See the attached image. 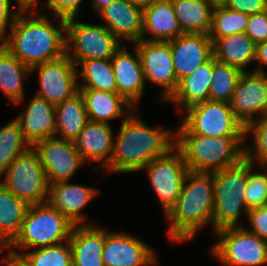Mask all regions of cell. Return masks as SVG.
<instances>
[{"label": "cell", "instance_id": "30", "mask_svg": "<svg viewBox=\"0 0 267 266\" xmlns=\"http://www.w3.org/2000/svg\"><path fill=\"white\" fill-rule=\"evenodd\" d=\"M31 68L21 63L0 44V89L15 105L24 101V80L30 76Z\"/></svg>", "mask_w": 267, "mask_h": 266}, {"label": "cell", "instance_id": "4", "mask_svg": "<svg viewBox=\"0 0 267 266\" xmlns=\"http://www.w3.org/2000/svg\"><path fill=\"white\" fill-rule=\"evenodd\" d=\"M244 143V135L211 137L176 133L175 145L189 171L213 173L239 163L244 158Z\"/></svg>", "mask_w": 267, "mask_h": 266}, {"label": "cell", "instance_id": "49", "mask_svg": "<svg viewBox=\"0 0 267 266\" xmlns=\"http://www.w3.org/2000/svg\"><path fill=\"white\" fill-rule=\"evenodd\" d=\"M5 249H7V247L4 246L2 243H0V252L3 251V250H5Z\"/></svg>", "mask_w": 267, "mask_h": 266}, {"label": "cell", "instance_id": "26", "mask_svg": "<svg viewBox=\"0 0 267 266\" xmlns=\"http://www.w3.org/2000/svg\"><path fill=\"white\" fill-rule=\"evenodd\" d=\"M213 76V56L199 65L189 76L178 82L177 89L167 101H172L179 111L209 100V90Z\"/></svg>", "mask_w": 267, "mask_h": 266}, {"label": "cell", "instance_id": "31", "mask_svg": "<svg viewBox=\"0 0 267 266\" xmlns=\"http://www.w3.org/2000/svg\"><path fill=\"white\" fill-rule=\"evenodd\" d=\"M28 206L0 184V242L4 246L19 235Z\"/></svg>", "mask_w": 267, "mask_h": 266}, {"label": "cell", "instance_id": "43", "mask_svg": "<svg viewBox=\"0 0 267 266\" xmlns=\"http://www.w3.org/2000/svg\"><path fill=\"white\" fill-rule=\"evenodd\" d=\"M11 0H0V44L7 38V30L12 28L18 15L17 10L10 8Z\"/></svg>", "mask_w": 267, "mask_h": 266}, {"label": "cell", "instance_id": "44", "mask_svg": "<svg viewBox=\"0 0 267 266\" xmlns=\"http://www.w3.org/2000/svg\"><path fill=\"white\" fill-rule=\"evenodd\" d=\"M255 61L263 65L261 66L258 64V66L254 69V71L265 73L264 68L265 66H267V40L256 45Z\"/></svg>", "mask_w": 267, "mask_h": 266}, {"label": "cell", "instance_id": "35", "mask_svg": "<svg viewBox=\"0 0 267 266\" xmlns=\"http://www.w3.org/2000/svg\"><path fill=\"white\" fill-rule=\"evenodd\" d=\"M242 71L221 63L213 56V76L209 90V100L229 103Z\"/></svg>", "mask_w": 267, "mask_h": 266}, {"label": "cell", "instance_id": "13", "mask_svg": "<svg viewBox=\"0 0 267 266\" xmlns=\"http://www.w3.org/2000/svg\"><path fill=\"white\" fill-rule=\"evenodd\" d=\"M138 51L145 80L160 86L162 101H167L178 86L174 73L169 41H144L133 43Z\"/></svg>", "mask_w": 267, "mask_h": 266}, {"label": "cell", "instance_id": "25", "mask_svg": "<svg viewBox=\"0 0 267 266\" xmlns=\"http://www.w3.org/2000/svg\"><path fill=\"white\" fill-rule=\"evenodd\" d=\"M79 91L85 101L88 120L108 123L120 116L127 118L137 109L117 92L90 88H79Z\"/></svg>", "mask_w": 267, "mask_h": 266}, {"label": "cell", "instance_id": "36", "mask_svg": "<svg viewBox=\"0 0 267 266\" xmlns=\"http://www.w3.org/2000/svg\"><path fill=\"white\" fill-rule=\"evenodd\" d=\"M27 251L22 252L20 256L28 266H72V249L69 241Z\"/></svg>", "mask_w": 267, "mask_h": 266}, {"label": "cell", "instance_id": "8", "mask_svg": "<svg viewBox=\"0 0 267 266\" xmlns=\"http://www.w3.org/2000/svg\"><path fill=\"white\" fill-rule=\"evenodd\" d=\"M218 241L211 253L227 266H263L267 264V241L247 230L232 227L215 233Z\"/></svg>", "mask_w": 267, "mask_h": 266}, {"label": "cell", "instance_id": "15", "mask_svg": "<svg viewBox=\"0 0 267 266\" xmlns=\"http://www.w3.org/2000/svg\"><path fill=\"white\" fill-rule=\"evenodd\" d=\"M229 105L244 127L267 115V72H242Z\"/></svg>", "mask_w": 267, "mask_h": 266}, {"label": "cell", "instance_id": "19", "mask_svg": "<svg viewBox=\"0 0 267 266\" xmlns=\"http://www.w3.org/2000/svg\"><path fill=\"white\" fill-rule=\"evenodd\" d=\"M113 135L110 123L88 120L73 142L85 162H98V168L103 170L112 160L115 138Z\"/></svg>", "mask_w": 267, "mask_h": 266}, {"label": "cell", "instance_id": "17", "mask_svg": "<svg viewBox=\"0 0 267 266\" xmlns=\"http://www.w3.org/2000/svg\"><path fill=\"white\" fill-rule=\"evenodd\" d=\"M169 42L177 82L213 56V42L208 34L183 33Z\"/></svg>", "mask_w": 267, "mask_h": 266}, {"label": "cell", "instance_id": "9", "mask_svg": "<svg viewBox=\"0 0 267 266\" xmlns=\"http://www.w3.org/2000/svg\"><path fill=\"white\" fill-rule=\"evenodd\" d=\"M2 176L0 184L28 205L47 202L49 183L33 148L18 156Z\"/></svg>", "mask_w": 267, "mask_h": 266}, {"label": "cell", "instance_id": "34", "mask_svg": "<svg viewBox=\"0 0 267 266\" xmlns=\"http://www.w3.org/2000/svg\"><path fill=\"white\" fill-rule=\"evenodd\" d=\"M249 15L225 7L217 1L213 7L209 37L218 41L226 36L245 33Z\"/></svg>", "mask_w": 267, "mask_h": 266}, {"label": "cell", "instance_id": "38", "mask_svg": "<svg viewBox=\"0 0 267 266\" xmlns=\"http://www.w3.org/2000/svg\"><path fill=\"white\" fill-rule=\"evenodd\" d=\"M254 166V163L248 161V182L244 195L248 209L266 206L267 203V173L254 171ZM259 166L267 167V165Z\"/></svg>", "mask_w": 267, "mask_h": 266}, {"label": "cell", "instance_id": "22", "mask_svg": "<svg viewBox=\"0 0 267 266\" xmlns=\"http://www.w3.org/2000/svg\"><path fill=\"white\" fill-rule=\"evenodd\" d=\"M15 119L31 146L40 140L55 137V106L43 98L33 96L25 110Z\"/></svg>", "mask_w": 267, "mask_h": 266}, {"label": "cell", "instance_id": "21", "mask_svg": "<svg viewBox=\"0 0 267 266\" xmlns=\"http://www.w3.org/2000/svg\"><path fill=\"white\" fill-rule=\"evenodd\" d=\"M134 55L126 50V46L123 48L121 46L111 58V64L115 74L117 93L136 108V103L143 96L146 80L136 47Z\"/></svg>", "mask_w": 267, "mask_h": 266}, {"label": "cell", "instance_id": "10", "mask_svg": "<svg viewBox=\"0 0 267 266\" xmlns=\"http://www.w3.org/2000/svg\"><path fill=\"white\" fill-rule=\"evenodd\" d=\"M176 133H194L202 136L223 137L244 135V126L234 116L229 103L207 100L187 107Z\"/></svg>", "mask_w": 267, "mask_h": 266}, {"label": "cell", "instance_id": "33", "mask_svg": "<svg viewBox=\"0 0 267 266\" xmlns=\"http://www.w3.org/2000/svg\"><path fill=\"white\" fill-rule=\"evenodd\" d=\"M31 148L16 119L0 127V178L18 156Z\"/></svg>", "mask_w": 267, "mask_h": 266}, {"label": "cell", "instance_id": "11", "mask_svg": "<svg viewBox=\"0 0 267 266\" xmlns=\"http://www.w3.org/2000/svg\"><path fill=\"white\" fill-rule=\"evenodd\" d=\"M142 170L146 171L150 185L166 214L180 196L189 171L181 150L175 145L165 155L153 159Z\"/></svg>", "mask_w": 267, "mask_h": 266}, {"label": "cell", "instance_id": "14", "mask_svg": "<svg viewBox=\"0 0 267 266\" xmlns=\"http://www.w3.org/2000/svg\"><path fill=\"white\" fill-rule=\"evenodd\" d=\"M32 148L38 154L49 185L69 181L85 163L73 141L51 137L36 142Z\"/></svg>", "mask_w": 267, "mask_h": 266}, {"label": "cell", "instance_id": "47", "mask_svg": "<svg viewBox=\"0 0 267 266\" xmlns=\"http://www.w3.org/2000/svg\"><path fill=\"white\" fill-rule=\"evenodd\" d=\"M112 1L114 0H93L92 6L94 9V12L98 13L101 9L108 6Z\"/></svg>", "mask_w": 267, "mask_h": 266}, {"label": "cell", "instance_id": "2", "mask_svg": "<svg viewBox=\"0 0 267 266\" xmlns=\"http://www.w3.org/2000/svg\"><path fill=\"white\" fill-rule=\"evenodd\" d=\"M133 111L123 118L114 138V153L104 173L141 171L156 157L165 155L176 143V131L149 126Z\"/></svg>", "mask_w": 267, "mask_h": 266}, {"label": "cell", "instance_id": "42", "mask_svg": "<svg viewBox=\"0 0 267 266\" xmlns=\"http://www.w3.org/2000/svg\"><path fill=\"white\" fill-rule=\"evenodd\" d=\"M219 2L227 8L247 15L267 10V0H219Z\"/></svg>", "mask_w": 267, "mask_h": 266}, {"label": "cell", "instance_id": "48", "mask_svg": "<svg viewBox=\"0 0 267 266\" xmlns=\"http://www.w3.org/2000/svg\"><path fill=\"white\" fill-rule=\"evenodd\" d=\"M136 5H139L141 7H145L148 5L152 0H128Z\"/></svg>", "mask_w": 267, "mask_h": 266}, {"label": "cell", "instance_id": "27", "mask_svg": "<svg viewBox=\"0 0 267 266\" xmlns=\"http://www.w3.org/2000/svg\"><path fill=\"white\" fill-rule=\"evenodd\" d=\"M213 42V56L221 63L236 67L242 72L255 62L256 44L245 34L237 33Z\"/></svg>", "mask_w": 267, "mask_h": 266}, {"label": "cell", "instance_id": "5", "mask_svg": "<svg viewBox=\"0 0 267 266\" xmlns=\"http://www.w3.org/2000/svg\"><path fill=\"white\" fill-rule=\"evenodd\" d=\"M73 227L74 224L48 202L32 204L26 210L19 235L7 249L20 255L27 250L59 245L69 241Z\"/></svg>", "mask_w": 267, "mask_h": 266}, {"label": "cell", "instance_id": "37", "mask_svg": "<svg viewBox=\"0 0 267 266\" xmlns=\"http://www.w3.org/2000/svg\"><path fill=\"white\" fill-rule=\"evenodd\" d=\"M252 133V134H251ZM253 136L252 145L244 143V159L259 165H267V115L244 127V142Z\"/></svg>", "mask_w": 267, "mask_h": 266}, {"label": "cell", "instance_id": "28", "mask_svg": "<svg viewBox=\"0 0 267 266\" xmlns=\"http://www.w3.org/2000/svg\"><path fill=\"white\" fill-rule=\"evenodd\" d=\"M216 0H172L182 33L209 34Z\"/></svg>", "mask_w": 267, "mask_h": 266}, {"label": "cell", "instance_id": "40", "mask_svg": "<svg viewBox=\"0 0 267 266\" xmlns=\"http://www.w3.org/2000/svg\"><path fill=\"white\" fill-rule=\"evenodd\" d=\"M82 1L83 0H48L46 8L52 11L51 17H59L67 20L76 18L79 15Z\"/></svg>", "mask_w": 267, "mask_h": 266}, {"label": "cell", "instance_id": "6", "mask_svg": "<svg viewBox=\"0 0 267 266\" xmlns=\"http://www.w3.org/2000/svg\"><path fill=\"white\" fill-rule=\"evenodd\" d=\"M215 186L212 228L219 230L244 227L239 223L240 215L249 209L245 204V190L248 182V161L244 158L234 166L213 172ZM243 210V212H242Z\"/></svg>", "mask_w": 267, "mask_h": 266}, {"label": "cell", "instance_id": "1", "mask_svg": "<svg viewBox=\"0 0 267 266\" xmlns=\"http://www.w3.org/2000/svg\"><path fill=\"white\" fill-rule=\"evenodd\" d=\"M24 14L26 12L18 13L9 35L1 44L30 68L64 56L66 20L54 17V22L58 21V28L45 12H30L31 17L28 18Z\"/></svg>", "mask_w": 267, "mask_h": 266}, {"label": "cell", "instance_id": "41", "mask_svg": "<svg viewBox=\"0 0 267 266\" xmlns=\"http://www.w3.org/2000/svg\"><path fill=\"white\" fill-rule=\"evenodd\" d=\"M247 218L251 225L247 230L267 241V205L249 209Z\"/></svg>", "mask_w": 267, "mask_h": 266}, {"label": "cell", "instance_id": "3", "mask_svg": "<svg viewBox=\"0 0 267 266\" xmlns=\"http://www.w3.org/2000/svg\"><path fill=\"white\" fill-rule=\"evenodd\" d=\"M214 193L213 173L188 171L180 196L165 214L171 241L193 239L201 228L212 223Z\"/></svg>", "mask_w": 267, "mask_h": 266}, {"label": "cell", "instance_id": "46", "mask_svg": "<svg viewBox=\"0 0 267 266\" xmlns=\"http://www.w3.org/2000/svg\"><path fill=\"white\" fill-rule=\"evenodd\" d=\"M40 0H16L17 3V11L18 12H37L35 9V5L39 3ZM48 0L44 6L46 7ZM33 9V10H32Z\"/></svg>", "mask_w": 267, "mask_h": 266}, {"label": "cell", "instance_id": "20", "mask_svg": "<svg viewBox=\"0 0 267 266\" xmlns=\"http://www.w3.org/2000/svg\"><path fill=\"white\" fill-rule=\"evenodd\" d=\"M97 195H99V191L95 187L66 181L49 185L47 202L65 215L74 225H88V223H84L86 216L81 211Z\"/></svg>", "mask_w": 267, "mask_h": 266}, {"label": "cell", "instance_id": "23", "mask_svg": "<svg viewBox=\"0 0 267 266\" xmlns=\"http://www.w3.org/2000/svg\"><path fill=\"white\" fill-rule=\"evenodd\" d=\"M151 35V37H147ZM172 0H152L143 7L144 41H170L182 35Z\"/></svg>", "mask_w": 267, "mask_h": 266}, {"label": "cell", "instance_id": "39", "mask_svg": "<svg viewBox=\"0 0 267 266\" xmlns=\"http://www.w3.org/2000/svg\"><path fill=\"white\" fill-rule=\"evenodd\" d=\"M245 34L256 45L267 40V10L249 15Z\"/></svg>", "mask_w": 267, "mask_h": 266}, {"label": "cell", "instance_id": "45", "mask_svg": "<svg viewBox=\"0 0 267 266\" xmlns=\"http://www.w3.org/2000/svg\"><path fill=\"white\" fill-rule=\"evenodd\" d=\"M0 266H28L20 255L10 253L0 258Z\"/></svg>", "mask_w": 267, "mask_h": 266}, {"label": "cell", "instance_id": "16", "mask_svg": "<svg viewBox=\"0 0 267 266\" xmlns=\"http://www.w3.org/2000/svg\"><path fill=\"white\" fill-rule=\"evenodd\" d=\"M105 266H157L154 248L126 232L105 231L102 251Z\"/></svg>", "mask_w": 267, "mask_h": 266}, {"label": "cell", "instance_id": "7", "mask_svg": "<svg viewBox=\"0 0 267 266\" xmlns=\"http://www.w3.org/2000/svg\"><path fill=\"white\" fill-rule=\"evenodd\" d=\"M66 20V55L78 67L85 60L111 59L122 43L104 26Z\"/></svg>", "mask_w": 267, "mask_h": 266}, {"label": "cell", "instance_id": "29", "mask_svg": "<svg viewBox=\"0 0 267 266\" xmlns=\"http://www.w3.org/2000/svg\"><path fill=\"white\" fill-rule=\"evenodd\" d=\"M55 137L74 141L88 122L85 101L80 93L55 106Z\"/></svg>", "mask_w": 267, "mask_h": 266}, {"label": "cell", "instance_id": "24", "mask_svg": "<svg viewBox=\"0 0 267 266\" xmlns=\"http://www.w3.org/2000/svg\"><path fill=\"white\" fill-rule=\"evenodd\" d=\"M69 243L72 249V266H105L102 251L105 229L88 225H74Z\"/></svg>", "mask_w": 267, "mask_h": 266}, {"label": "cell", "instance_id": "18", "mask_svg": "<svg viewBox=\"0 0 267 266\" xmlns=\"http://www.w3.org/2000/svg\"><path fill=\"white\" fill-rule=\"evenodd\" d=\"M114 36L131 44L143 35V7L128 0H114L98 13Z\"/></svg>", "mask_w": 267, "mask_h": 266}, {"label": "cell", "instance_id": "12", "mask_svg": "<svg viewBox=\"0 0 267 266\" xmlns=\"http://www.w3.org/2000/svg\"><path fill=\"white\" fill-rule=\"evenodd\" d=\"M36 71L39 73V89L35 95L54 106L79 92V70L66 54L31 68V73Z\"/></svg>", "mask_w": 267, "mask_h": 266}, {"label": "cell", "instance_id": "32", "mask_svg": "<svg viewBox=\"0 0 267 266\" xmlns=\"http://www.w3.org/2000/svg\"><path fill=\"white\" fill-rule=\"evenodd\" d=\"M78 66H80L81 69L77 74L83 81V84L80 85L79 83V88L97 89L104 92H117L111 59L85 60Z\"/></svg>", "mask_w": 267, "mask_h": 266}]
</instances>
